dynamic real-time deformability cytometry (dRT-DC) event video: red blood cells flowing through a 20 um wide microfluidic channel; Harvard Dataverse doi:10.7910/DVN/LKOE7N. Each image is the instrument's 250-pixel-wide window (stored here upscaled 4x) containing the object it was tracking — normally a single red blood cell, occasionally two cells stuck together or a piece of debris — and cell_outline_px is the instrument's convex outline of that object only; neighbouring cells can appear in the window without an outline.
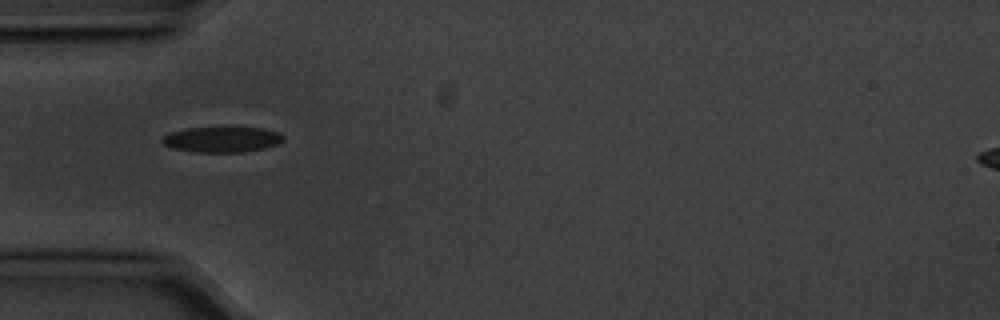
{"species": "common noctule bat (a hibernating species)", "species_latin": "Nyctalus noctula", "temperature_condition": "cold", "stored_images_in_passage": 7, "camera_frame_rate_fps": 3000, "um_per_image_px": 0.085, "animal": {"sex": "male", "body_mass_g": 20.1, "forearm_length_mm": 53.5}, "frame": {"image": 1, "passage_image": 5, "time_ms": 1.333, "image_size_px": [1000, 320], "cell_outline_px": [[284, 140], [276, 144], [264, 148], [244, 152], [192, 152], [172, 148], [164, 144], [160, 140], [168, 132], [188, 128], [264, 128], [280, 132], [284, 136]], "centroid_in_image_um": [18.86, 11.86], "position_along_channel_um": 66.1, "area_um2": 18.03}}